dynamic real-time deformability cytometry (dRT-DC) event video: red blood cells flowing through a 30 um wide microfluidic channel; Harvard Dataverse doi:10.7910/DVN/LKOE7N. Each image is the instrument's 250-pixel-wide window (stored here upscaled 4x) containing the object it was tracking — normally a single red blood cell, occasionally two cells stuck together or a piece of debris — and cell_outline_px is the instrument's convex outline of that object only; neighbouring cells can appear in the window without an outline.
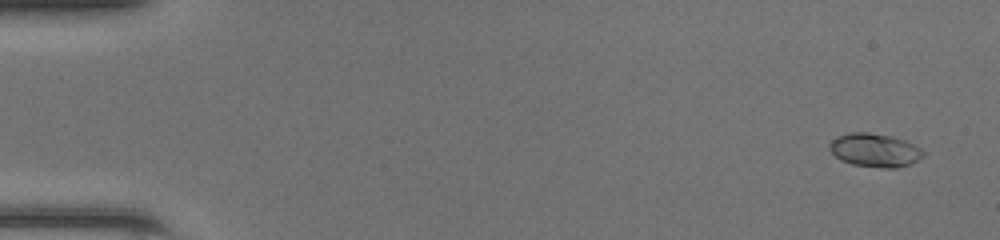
{"species": "common noctule bat (a hibernating species)", "species_latin": "Nyctalus noctula", "temperature_condition": "room temperature", "stored_images_in_passage": 49, "camera_frame_rate_fps": 3000, "um_per_image_px": 0.085, "animal": {"sex": "female", "body_mass_g": 20.0, "forearm_length_mm": 54.0}, "frame": {"image": 1, "passage_image": 3, "time_ms": 0.667, "image_size_px": [1000, 240], "cell_outline_px": [[924, 156], [920, 160], [912, 164], [896, 168], [884, 168], [852, 164], [840, 160], [828, 148], [828, 144], [836, 136], [848, 132], [868, 132], [892, 136], [904, 140], [920, 148], [924, 152]], "centroid_in_image_um": [74.35, 12.76], "position_along_channel_um": 10.6, "area_um2": 18.5}}
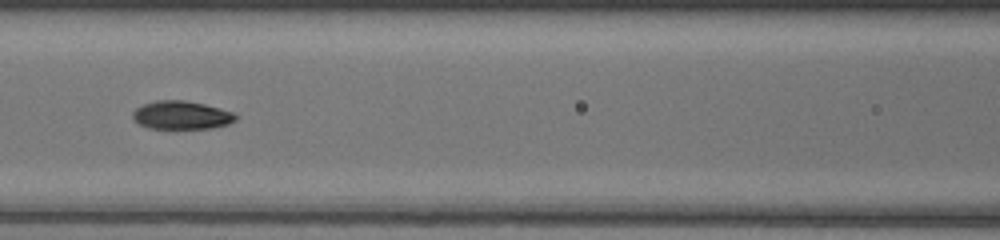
{"frame": {"image": 2, "passage_image": 23, "time_ms": 7.333, "image_size_px": [1000, 240], "cell_outline_px": [[240, 116], [236, 120], [228, 124], [212, 128], [148, 128], [132, 120], [132, 112], [136, 108], [144, 104], [156, 100], [184, 100], [204, 104], [220, 108], [232, 112]], "centroid_in_image_um": [15.43, 9.78], "position_along_channel_um": 151.2, "area_um2": 17.05}}
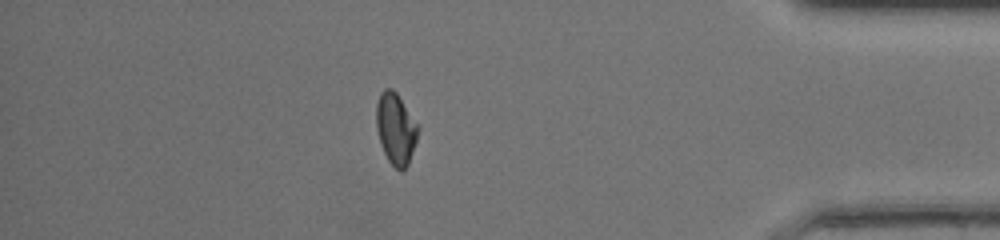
{"frame": {"image": 3, "passage_image": 43, "time_ms": 14.0, "image_size_px": [1000, 240], "cell_outline_px": [[420, 128], [408, 164], [400, 172], [388, 160], [380, 144], [376, 128], [376, 104], [380, 92], [384, 88], [392, 88], [396, 92], [420, 124]], "centroid_in_image_um": [33.64, 10.9], "position_along_channel_um": 401.6, "area_um2": 17.63}, "authors_computed_cell_mechanics": {"area_um2": 17.34, "velocity_mm_per_s": 4.322, "shape_relaxation_time_tau1_ms": 5.6624, "shape_relaxation_time_tau2_ms": 0.9812, "deformation_change_tau1": 0.2301, "deformation_change_tau2": 0.0432}}